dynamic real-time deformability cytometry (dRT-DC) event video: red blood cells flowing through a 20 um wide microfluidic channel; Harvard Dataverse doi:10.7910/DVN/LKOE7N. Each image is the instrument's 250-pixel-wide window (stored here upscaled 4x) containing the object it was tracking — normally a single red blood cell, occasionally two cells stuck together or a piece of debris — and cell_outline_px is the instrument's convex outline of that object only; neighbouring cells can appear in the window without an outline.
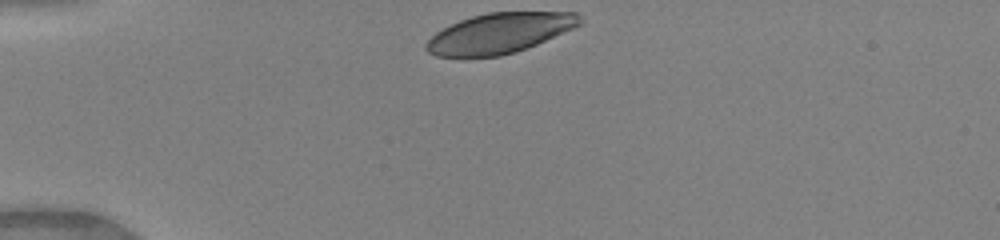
{"species": "human", "species_latin": "Homo sapiens", "temperature_condition": "warm", "stored_images_in_passage": 31, "camera_frame_rate_fps": 3000, "um_per_image_px": 0.085, "donor": {"sex": "female"}, "frame": {"image": 1, "passage_image": 1, "time_ms": 0.0, "image_size_px": [1000, 240], "cell_outline_px": [[584, 20], [580, 24], [572, 28], [536, 44], [500, 56], [436, 56], [428, 52], [424, 48], [424, 44], [436, 32], [460, 20], [472, 16], [488, 12], [576, 12]], "centroid_in_image_um": [42.44, 2.8], "position_along_channel_um": 42.6, "area_um2": 35.43}}
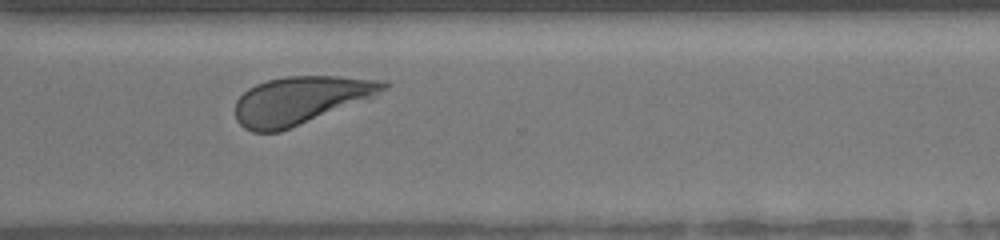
{"frame": {"image": 2, "passage_image": 26, "time_ms": 8.333, "image_size_px": [1000, 240], "cell_outline_px": [[392, 84], [388, 88], [280, 132], [252, 132], [244, 128], [236, 120], [236, 100], [248, 88], [256, 84], [268, 80], [284, 76], [336, 76], [388, 80]], "centroid_in_image_um": [25.46, 8.49], "position_along_channel_um": 345.1, "area_um2": 40.23}}
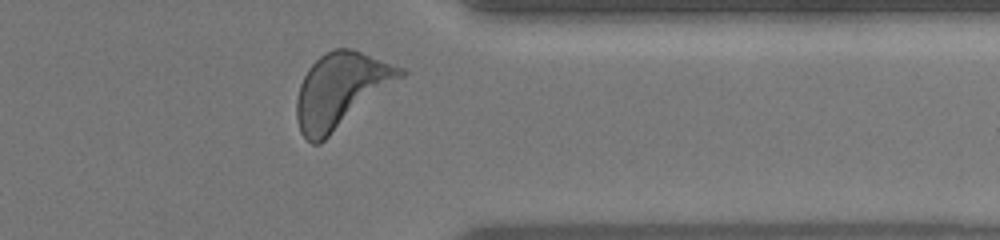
{"frame": {"image": 3, "passage_image": 29, "time_ms": 9.333, "image_size_px": [1000, 240], "cell_outline_px": [[408, 72], [404, 76], [320, 144], [312, 144], [300, 132], [296, 120], [296, 100], [300, 84], [308, 68], [320, 56], [336, 48], [352, 48], [404, 68]], "centroid_in_image_um": [28.96, 7.68], "position_along_channel_um": 382.4, "area_um2": 45.03}, "authors_computed_cell_mechanics": {"area_um2": 41.0958, "velocity_mm_per_s": 4.08, "shape_relaxation_time_tau1_ms": 2.7154, "shape_relaxation_time_tau2_ms": null, "deformation_change_tau1": 0.1501, "deformation_change_tau2": null}}